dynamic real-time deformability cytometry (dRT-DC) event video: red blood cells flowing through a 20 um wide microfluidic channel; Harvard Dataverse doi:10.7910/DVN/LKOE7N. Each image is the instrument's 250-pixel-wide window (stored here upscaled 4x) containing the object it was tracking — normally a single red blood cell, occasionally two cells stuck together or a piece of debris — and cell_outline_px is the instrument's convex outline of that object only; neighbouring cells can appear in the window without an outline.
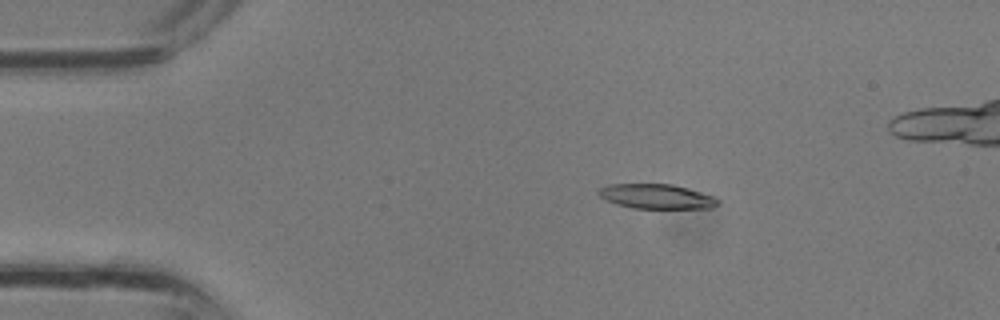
{"species": "common noctule bat (a hibernating species)", "species_latin": "Nyctalus noctula", "temperature_condition": "room temperature", "stored_images_in_passage": 32, "camera_frame_rate_fps": 3000, "um_per_image_px": 0.085, "animal": {"sex": "male", "body_mass_g": 13.3}, "frame": {"image": 1, "passage_image": 6, "time_ms": 1.667, "image_size_px": [1000, 320], "cell_outline_px": [[720, 204], [712, 208], [632, 208], [616, 204], [600, 196], [596, 192], [600, 188], [608, 184], [672, 184], [688, 188], [712, 196], [720, 200]], "centroid_in_image_um": [55.81, 16.7], "position_along_channel_um": 29.2, "area_um2": 17.11}}
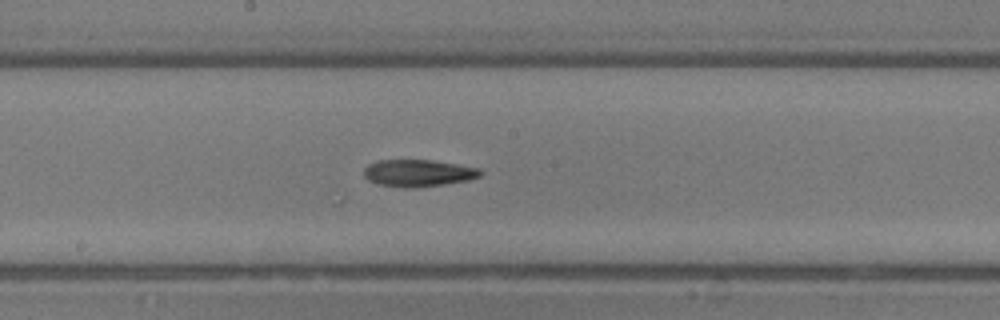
{"frame": {"image": 2, "passage_image": 18, "time_ms": 5.667, "image_size_px": [1000, 320], "cell_outline_px": [[484, 172], [480, 176], [468, 180], [444, 184], [416, 188], [404, 188], [380, 184], [368, 180], [364, 176], [364, 168], [368, 164], [376, 160], [432, 160], [480, 168]], "centroid_in_image_um": [35.55, 14.71], "position_along_channel_um": 212.7, "area_um2": 18.44}}
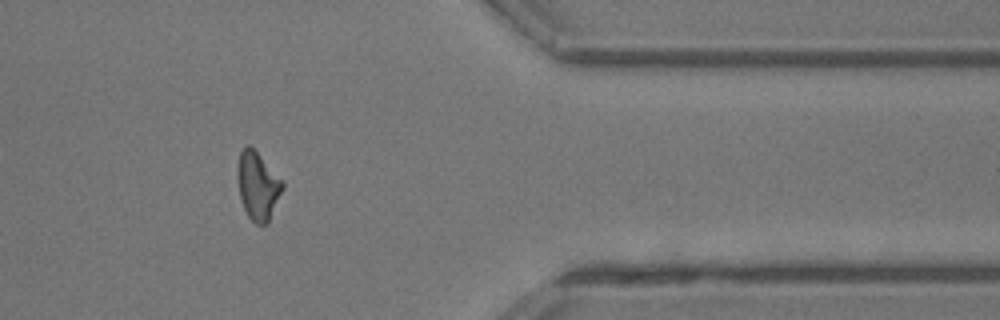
{"frame": {"image": 3, "passage_image": 28, "time_ms": 9.0, "image_size_px": [1000, 320], "cell_outline_px": [[284, 188], [268, 224], [256, 224], [248, 216], [244, 208], [240, 196], [236, 176], [236, 168], [240, 152], [248, 144], [260, 156], [284, 184]], "centroid_in_image_um": [21.89, 15.83], "position_along_channel_um": 389.5, "area_um2": 17.63}}